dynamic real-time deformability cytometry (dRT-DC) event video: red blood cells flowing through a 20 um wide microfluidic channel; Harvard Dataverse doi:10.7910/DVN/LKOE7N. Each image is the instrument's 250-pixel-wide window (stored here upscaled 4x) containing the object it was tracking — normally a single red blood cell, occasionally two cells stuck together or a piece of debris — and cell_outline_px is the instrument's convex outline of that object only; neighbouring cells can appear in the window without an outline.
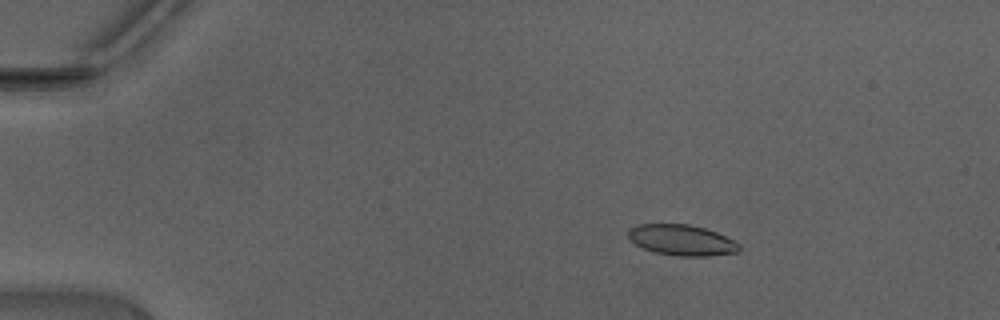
{"species": "Egyptian fruit bat (a non-hibernating species)", "species_latin": "Rousettus aegyptiacus", "temperature_condition": "warm", "stored_images_in_passage": 40, "camera_frame_rate_fps": 3000, "um_per_image_px": 0.085, "animal": {"sex": "male"}, "frame": {"image": 1, "passage_image": 1, "time_ms": 0.0, "image_size_px": [1000, 320], "cell_outline_px": [[740, 248], [736, 252], [708, 256], [680, 256], [652, 252], [636, 244], [628, 236], [628, 228], [636, 224], [688, 224], [704, 228], [716, 232], [740, 244]], "centroid_in_image_um": [57.91, 20.4], "position_along_channel_um": 27.1, "area_um2": 19.77}}
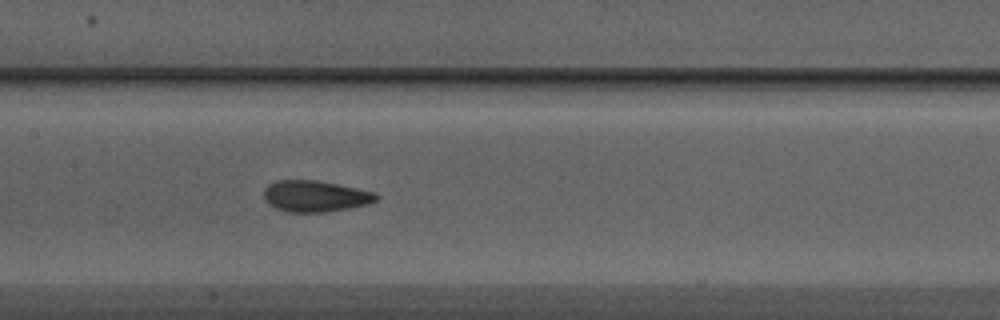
{"frame": {"image": 2, "passage_image": 17, "time_ms": 5.333, "image_size_px": [1000, 320], "cell_outline_px": [[380, 196], [376, 200], [368, 204], [348, 208], [324, 212], [288, 212], [276, 208], [268, 204], [264, 200], [264, 188], [268, 184], [276, 180], [316, 180], [376, 192]], "centroid_in_image_um": [26.77, 16.67], "position_along_channel_um": 180.6, "area_um2": 20.52}}
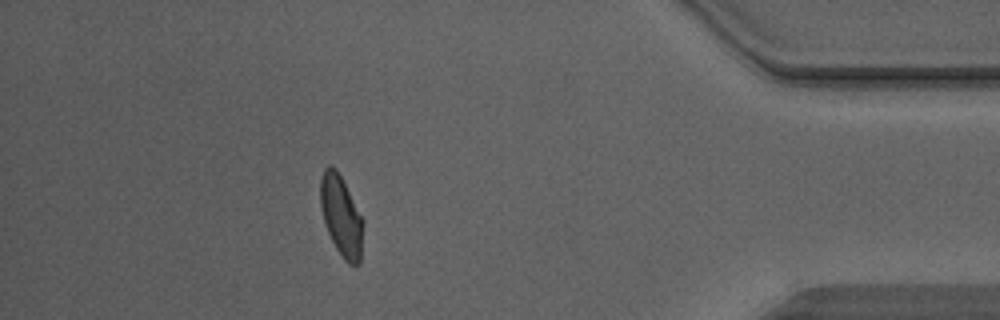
{"frame": {"image": 3, "passage_image": 35, "time_ms": 11.333, "image_size_px": [1000, 320], "cell_outline_px": [[364, 224], [360, 264], [348, 264], [344, 260], [336, 248], [328, 232], [324, 220], [320, 204], [320, 180], [324, 168], [328, 164], [336, 168], [364, 220]], "centroid_in_image_um": [29.01, 18.36], "position_along_channel_um": 406.2, "area_um2": 20.06}, "authors_computed_cell_mechanics": {"area_um2": 20.1433, "velocity_mm_per_s": 4.4482, "shape_relaxation_time_tau1_ms": 3.4529, "shape_relaxation_time_tau2_ms": 0.8748, "deformation_change_tau1": 0.1282, "deformation_change_tau2": 0.0578}}